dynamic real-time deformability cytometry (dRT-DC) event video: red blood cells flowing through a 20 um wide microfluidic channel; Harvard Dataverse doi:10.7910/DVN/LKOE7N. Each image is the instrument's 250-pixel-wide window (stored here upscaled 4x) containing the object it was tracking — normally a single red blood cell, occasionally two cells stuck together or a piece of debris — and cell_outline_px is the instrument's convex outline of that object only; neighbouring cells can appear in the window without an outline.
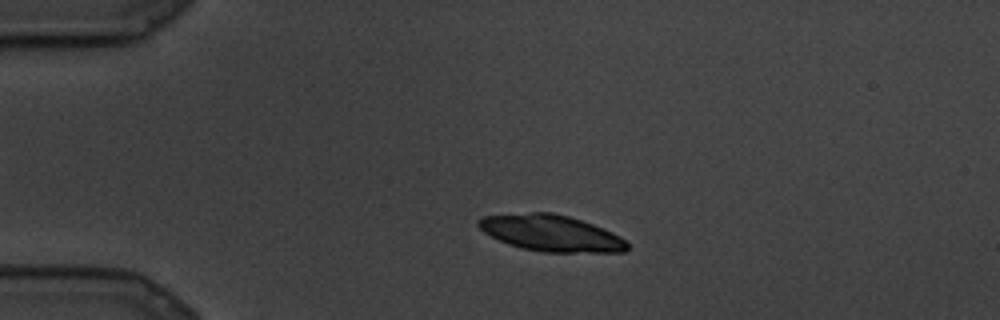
{"species": "common noctule bat (a hibernating species)", "species_latin": "Nyctalus noctula", "temperature_condition": "cold", "stored_images_in_passage": 9, "camera_frame_rate_fps": 3000, "um_per_image_px": 0.085, "animal": {"sex": "male", "body_mass_g": 19.5, "forearm_length_mm": 54.6}, "frame": {"image": 1, "passage_image": 4, "time_ms": 1.0, "image_size_px": [1000, 320], "cell_outline_px": [[628, 248], [624, 252], [544, 252], [520, 248], [508, 244], [484, 232], [476, 224], [476, 220], [480, 216], [528, 212], [552, 212], [568, 216], [592, 224], [612, 232], [620, 236], [628, 244]], "centroid_in_image_um": [46.8, 19.81], "position_along_channel_um": 38.2, "area_um2": 31.5}}